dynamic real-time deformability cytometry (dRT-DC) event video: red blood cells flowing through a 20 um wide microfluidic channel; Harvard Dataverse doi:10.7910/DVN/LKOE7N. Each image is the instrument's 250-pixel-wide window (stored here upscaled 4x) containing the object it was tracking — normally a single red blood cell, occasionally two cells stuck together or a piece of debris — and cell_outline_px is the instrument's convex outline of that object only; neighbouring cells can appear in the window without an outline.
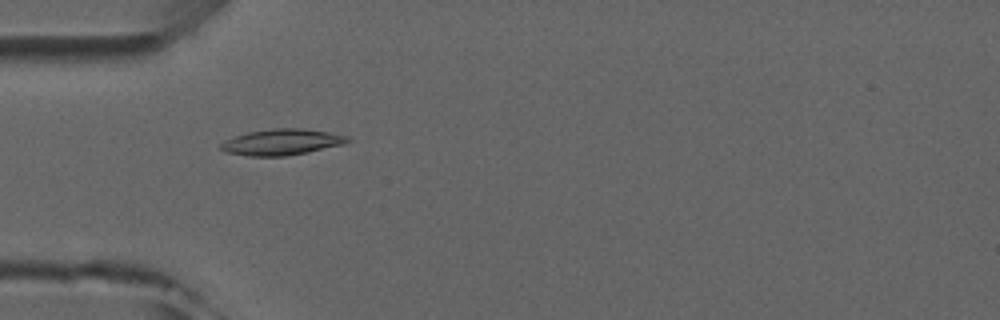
{"species": "common noctule bat (a hibernating species)", "species_latin": "Nyctalus noctula", "temperature_condition": "room temperature", "stored_images_in_passage": 6, "camera_frame_rate_fps": 3000, "um_per_image_px": 0.085, "animal": {"sex": "male", "forearm_length_mm": 52.5}, "frame": {"image": 1, "passage_image": 4, "time_ms": 4.333, "image_size_px": [1000, 320], "cell_outline_px": [[352, 140], [344, 144], [308, 152], [284, 156], [248, 156], [224, 152], [220, 148], [220, 144], [236, 136], [248, 132], [276, 128], [300, 128], [328, 132], [348, 136]], "centroid_in_image_um": [23.97, 12.08], "position_along_channel_um": 61.0, "area_um2": 19.07}}
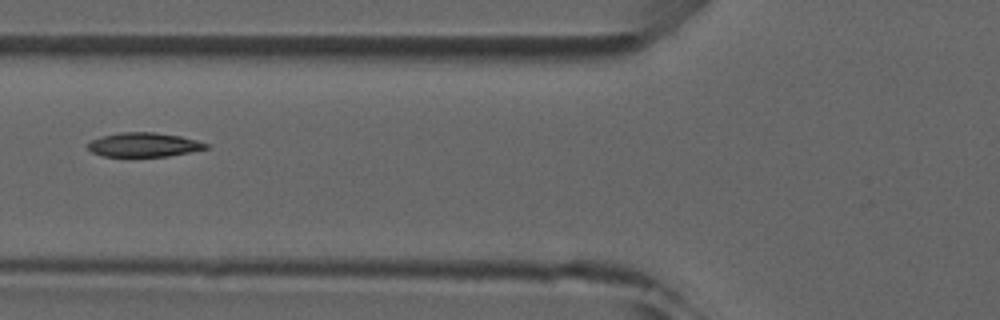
{"frame": {"image": 2, "passage_image": 5, "time_ms": 5.667, "image_size_px": [1000, 320], "cell_outline_px": [[208, 148], [168, 156], [104, 156], [92, 152], [88, 148], [88, 144], [92, 140], [104, 136], [120, 132], [156, 132], [180, 136], [196, 140], [208, 144]], "centroid_in_image_um": [12.23, 12.3], "position_along_channel_um": 113.6, "area_um2": 16.36}}
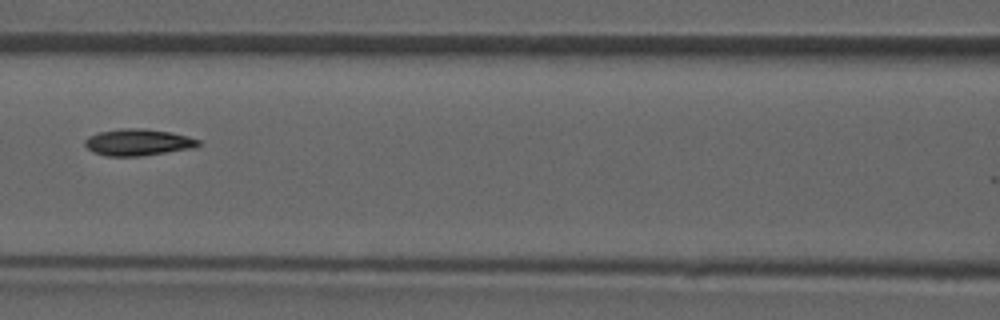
{"frame": {"image": 3, "passage_image": 6, "time_ms": 6.667, "image_size_px": [1000, 320], "cell_outline_px": [[200, 144], [196, 148], [140, 156], [108, 156], [92, 152], [84, 144], [84, 140], [88, 136], [100, 132], [120, 128], [144, 128], [172, 132], [188, 136], [200, 140]], "centroid_in_image_um": [11.75, 12.09], "position_along_channel_um": 154.8, "area_um2": 17.8}}